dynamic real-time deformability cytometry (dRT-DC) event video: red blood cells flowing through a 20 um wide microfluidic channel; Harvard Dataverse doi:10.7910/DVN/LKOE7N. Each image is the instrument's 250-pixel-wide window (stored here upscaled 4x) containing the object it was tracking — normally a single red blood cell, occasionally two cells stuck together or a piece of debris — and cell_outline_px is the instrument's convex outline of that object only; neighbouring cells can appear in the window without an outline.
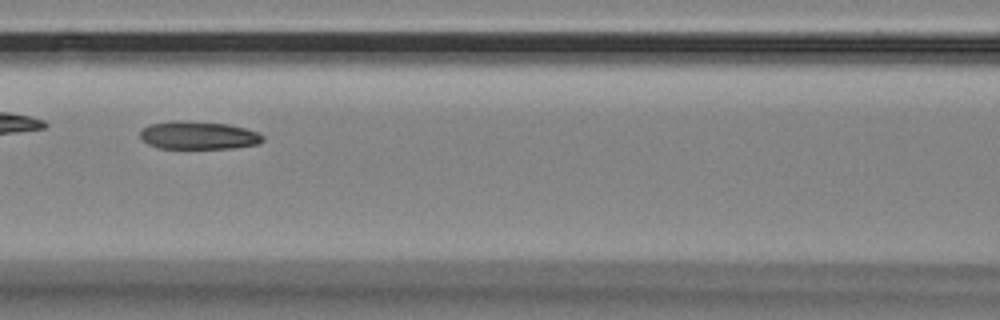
{"species": "Egyptian fruit bat (a non-hibernating species)", "species_latin": "Rousettus aegyptiacus", "temperature_condition": "room temperature", "stored_images_in_passage": 6, "camera_frame_rate_fps": 3000, "um_per_image_px": 0.085, "animal": {"sex": "female"}, "frame": {"image": 1, "passage_image": 3, "time_ms": 0.667, "image_size_px": [1000, 320], "cell_outline_px": [[264, 140], [260, 144], [232, 148], [160, 148], [148, 144], [140, 136], [140, 128], [148, 124], [172, 120], [188, 120], [228, 124], [244, 128], [256, 132], [264, 136]], "centroid_in_image_um": [16.84, 11.49], "position_along_channel_um": 149.8, "area_um2": 20.23}}
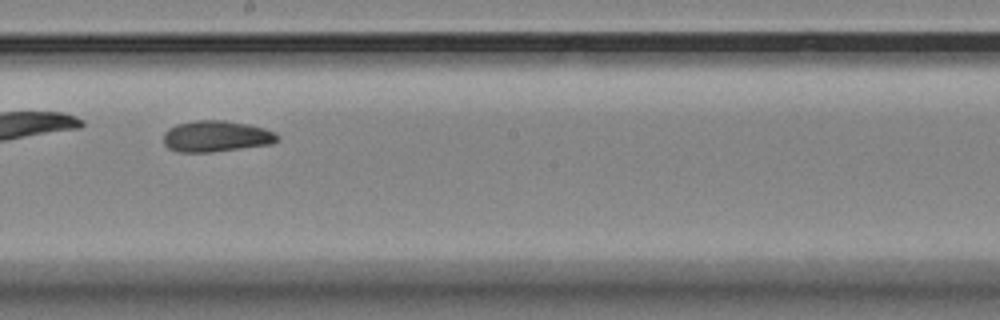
{"frame": {"image": 2, "passage_image": 5, "time_ms": 1.333, "image_size_px": [1000, 320], "cell_outline_px": [[280, 136], [272, 144], [212, 152], [180, 152], [168, 148], [164, 144], [164, 132], [168, 128], [176, 124], [196, 120], [224, 120], [248, 124], [264, 128], [276, 132]], "centroid_in_image_um": [18.37, 11.58], "position_along_channel_um": 229.8, "area_um2": 20.81}}
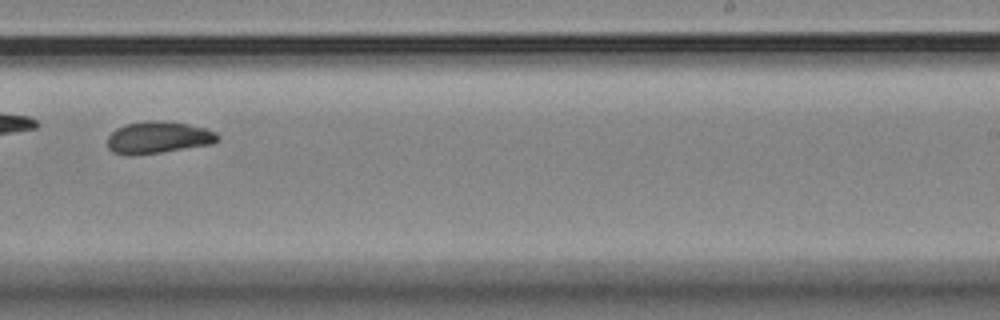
{"frame": {"image": 3, "passage_image": 6, "time_ms": 1.667, "image_size_px": [1000, 320], "cell_outline_px": [[220, 140], [212, 144], [160, 152], [112, 152], [108, 148], [108, 136], [116, 128], [124, 124], [148, 120], [160, 120], [188, 124], [204, 128], [216, 132], [220, 136]], "centroid_in_image_um": [13.51, 11.63], "position_along_channel_um": 275.5, "area_um2": 20.0}}